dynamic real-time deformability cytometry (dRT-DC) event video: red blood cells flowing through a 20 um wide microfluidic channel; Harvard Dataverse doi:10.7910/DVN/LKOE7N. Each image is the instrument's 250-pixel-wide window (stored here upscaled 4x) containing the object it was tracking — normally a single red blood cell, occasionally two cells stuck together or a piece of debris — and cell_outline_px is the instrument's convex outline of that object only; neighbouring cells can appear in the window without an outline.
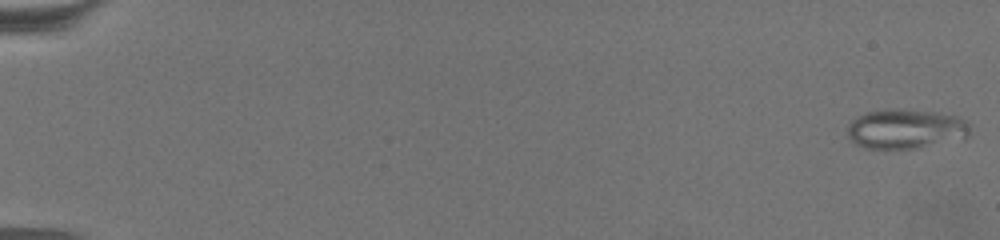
{"species": "common noctule bat (a hibernating species)", "species_latin": "Nyctalus noctula", "temperature_condition": "warm", "stored_images_in_passage": 68, "camera_frame_rate_fps": 3000, "um_per_image_px": 0.085, "animal": {"sex": "female", "body_mass_g": 19.5, "forearm_length_mm": 54.1}, "frame": {"image": 1, "passage_image": 1, "time_ms": 0.0, "image_size_px": [1000, 240], "cell_outline_px": [[968, 136], [964, 140], [916, 148], [864, 148], [856, 144], [848, 136], [848, 124], [852, 120], [868, 112], [896, 108], [936, 112], [956, 116], [964, 120], [968, 124]], "centroid_in_image_um": [77.01, 10.97], "position_along_channel_um": 8.0, "area_um2": 28.26}}
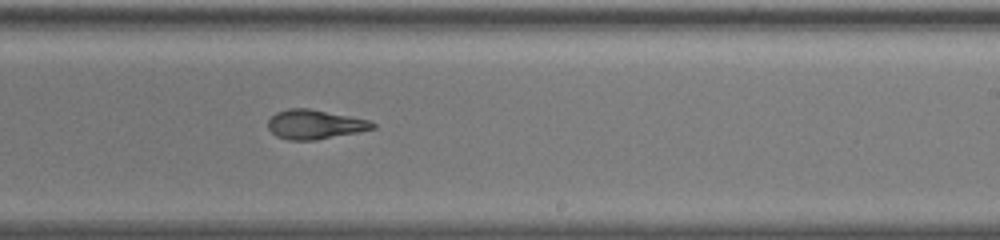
{"frame": {"image": 2, "passage_image": 44, "time_ms": 14.333, "image_size_px": [1000, 240], "cell_outline_px": [[376, 128], [316, 140], [288, 140], [276, 136], [268, 128], [268, 120], [276, 112], [288, 108], [308, 108], [368, 120], [376, 124]], "centroid_in_image_um": [26.72, 10.57], "position_along_channel_um": 262.3, "area_um2": 17.69}}
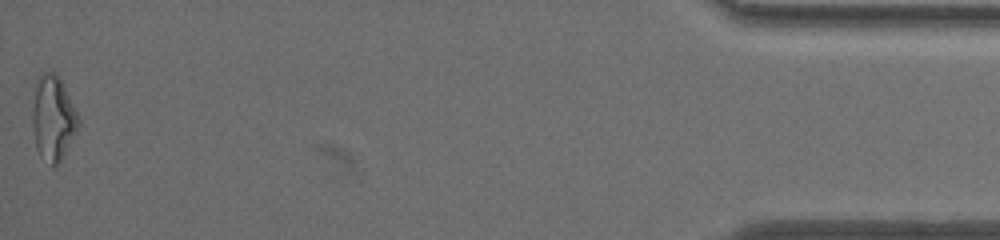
{"frame": {"image": 3, "passage_image": 68, "time_ms": 22.333, "image_size_px": [1000, 240], "cell_outline_px": [[80, 124], [60, 160], [56, 164], [52, 164], [40, 156], [36, 148], [32, 120], [32, 116], [36, 88], [40, 76], [44, 72], [52, 72], [60, 76], [80, 120]], "centroid_in_image_um": [4.52, 10.02], "position_along_channel_um": 430.7, "area_um2": 22.02}, "authors_computed_cell_mechanics": {"area_um2": 18.9584, "velocity_mm_per_s": 3.167, "shape_relaxation_time_tau1_ms": null, "shape_relaxation_time_tau2_ms": 2.3746, "deformation_change_tau1": null, "deformation_change_tau2": 0.1057}}